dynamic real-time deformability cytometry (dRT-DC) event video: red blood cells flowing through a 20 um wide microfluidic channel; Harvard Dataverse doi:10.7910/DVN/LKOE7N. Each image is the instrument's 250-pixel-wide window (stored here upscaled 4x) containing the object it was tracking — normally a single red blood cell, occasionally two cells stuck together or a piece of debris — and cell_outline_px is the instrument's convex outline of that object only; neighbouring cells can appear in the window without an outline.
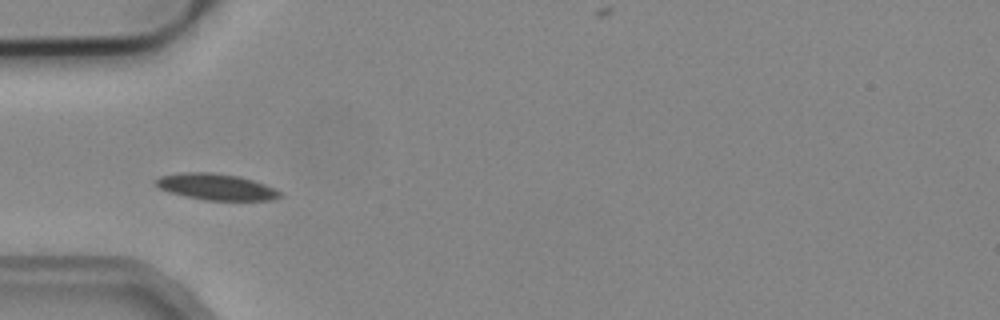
{"species": "common noctule bat (a hibernating species)", "species_latin": "Nyctalus noctula", "temperature_condition": "cold", "stored_images_in_passage": 7, "camera_frame_rate_fps": 3000, "um_per_image_px": 0.085, "animal": {"sex": "male", "body_mass_g": 19.2, "forearm_length_mm": 51.8}, "frame": {"image": 1, "passage_image": 4, "time_ms": 1.0, "image_size_px": [1000, 320], "cell_outline_px": [[280, 196], [268, 200], [204, 200], [184, 196], [168, 192], [152, 184], [152, 180], [160, 176], [184, 172], [212, 172], [240, 176], [276, 188], [280, 192]], "centroid_in_image_um": [18.29, 15.87], "position_along_channel_um": 66.7, "area_um2": 19.13}}
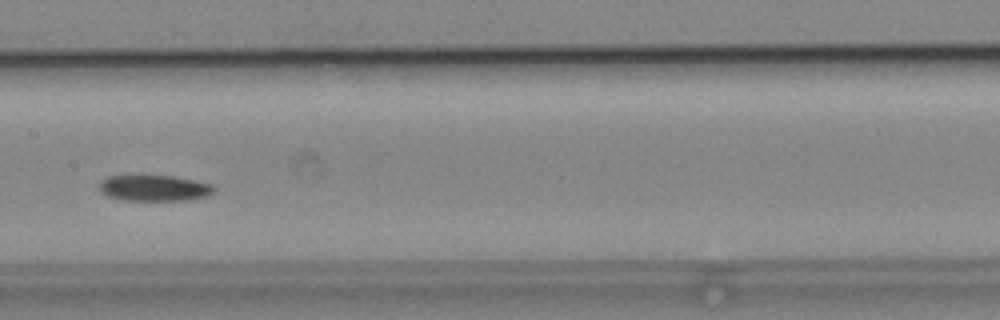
{"frame": {"image": 2, "passage_image": 7, "time_ms": 2.0, "image_size_px": [1000, 320], "cell_outline_px": [[212, 192], [208, 196], [188, 200], [124, 200], [108, 196], [100, 192], [100, 180], [108, 176], [172, 176], [212, 184]], "centroid_in_image_um": [13.07, 15.99], "position_along_channel_um": 194.3, "area_um2": 17.11}}